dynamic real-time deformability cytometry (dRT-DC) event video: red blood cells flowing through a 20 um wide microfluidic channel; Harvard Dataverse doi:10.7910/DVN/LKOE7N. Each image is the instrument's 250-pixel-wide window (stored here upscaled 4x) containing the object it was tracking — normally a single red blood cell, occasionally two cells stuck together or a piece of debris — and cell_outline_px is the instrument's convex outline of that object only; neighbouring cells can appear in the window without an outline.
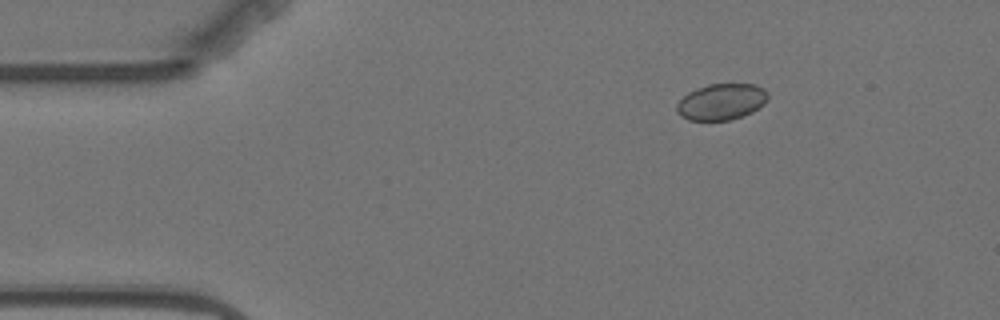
{"species": "Egyptian fruit bat (a non-hibernating species)", "species_latin": "Rousettus aegyptiacus", "temperature_condition": "warm", "stored_images_in_passage": 5, "camera_frame_rate_fps": 3000, "um_per_image_px": 0.085, "animal": {"sex": "female"}, "frame": {"image": 1, "passage_image": 3, "time_ms": 2.333, "image_size_px": [1000, 320], "cell_outline_px": [[768, 100], [764, 104], [752, 112], [728, 120], [688, 120], [680, 116], [676, 112], [676, 104], [688, 92], [696, 88], [708, 84], [756, 84], [764, 88], [768, 92]], "centroid_in_image_um": [61.32, 8.64], "position_along_channel_um": 23.7, "area_um2": 19.36}}